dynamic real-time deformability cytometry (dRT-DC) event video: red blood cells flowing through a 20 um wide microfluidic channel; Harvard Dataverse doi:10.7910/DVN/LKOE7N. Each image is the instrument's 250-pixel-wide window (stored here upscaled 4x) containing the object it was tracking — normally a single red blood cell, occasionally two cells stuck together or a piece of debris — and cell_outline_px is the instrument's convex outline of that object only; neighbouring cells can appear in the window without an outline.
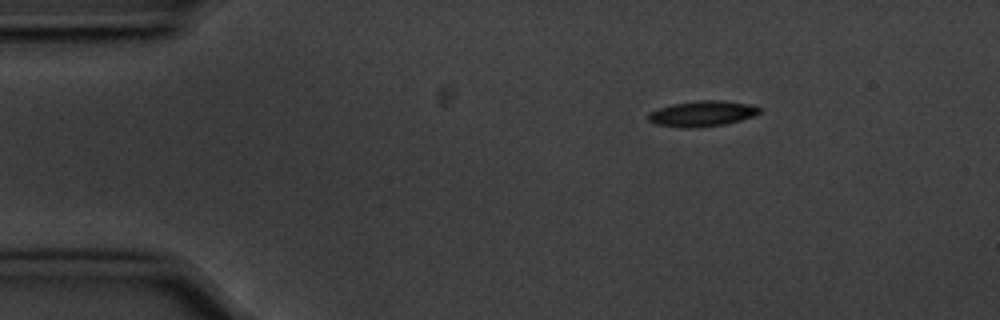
{"species": "common noctule bat (a hibernating species)", "species_latin": "Nyctalus noctula", "temperature_condition": "cold", "stored_images_in_passage": 48, "camera_frame_rate_fps": 3000, "um_per_image_px": 0.085, "animal": {"sex": "male", "body_mass_g": 20.1, "forearm_length_mm": 53.5}, "frame": {"image": 1, "passage_image": 1, "time_ms": 0.0, "image_size_px": [1000, 320], "cell_outline_px": [[760, 112], [752, 116], [740, 120], [724, 124], [692, 128], [680, 128], [656, 124], [648, 120], [648, 112], [672, 104], [700, 100], [720, 100], [748, 104], [760, 108]], "centroid_in_image_um": [59.64, 9.66], "position_along_channel_um": 25.4, "area_um2": 16.42}}
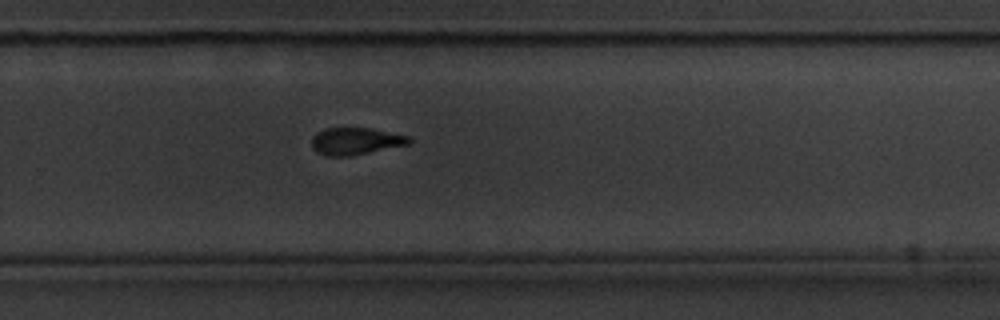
{"frame": {"image": 2, "passage_image": 29, "time_ms": 9.333, "image_size_px": [1000, 320], "cell_outline_px": [[412, 140], [408, 144], [352, 156], [324, 156], [316, 152], [312, 148], [312, 136], [324, 128], [372, 128], [408, 136]], "centroid_in_image_um": [30.19, 12.0], "position_along_channel_um": 299.6, "area_um2": 15.43}}
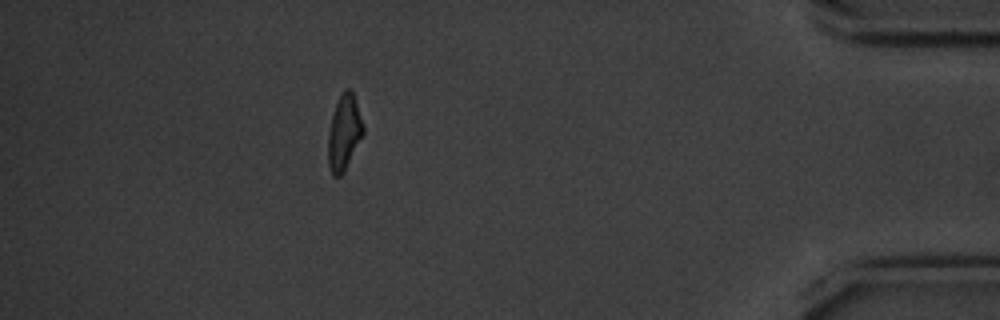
{"frame": {"image": 3, "passage_image": 42, "time_ms": 13.667, "image_size_px": [1000, 320], "cell_outline_px": [[364, 132], [344, 172], [340, 176], [332, 176], [328, 164], [328, 132], [332, 112], [344, 88], [352, 88], [364, 124]], "centroid_in_image_um": [29.25, 11.23], "position_along_channel_um": 406.0, "area_um2": 15.61}, "authors_computed_cell_mechanics": {"area_um2": 16.2129, "velocity_mm_per_s": 3.5887, "shape_relaxation_time_tau1_ms": 3.3293, "shape_relaxation_time_tau2_ms": 8.0467, "deformation_change_tau1": 0.1255, "deformation_change_tau2": 0.1831}}